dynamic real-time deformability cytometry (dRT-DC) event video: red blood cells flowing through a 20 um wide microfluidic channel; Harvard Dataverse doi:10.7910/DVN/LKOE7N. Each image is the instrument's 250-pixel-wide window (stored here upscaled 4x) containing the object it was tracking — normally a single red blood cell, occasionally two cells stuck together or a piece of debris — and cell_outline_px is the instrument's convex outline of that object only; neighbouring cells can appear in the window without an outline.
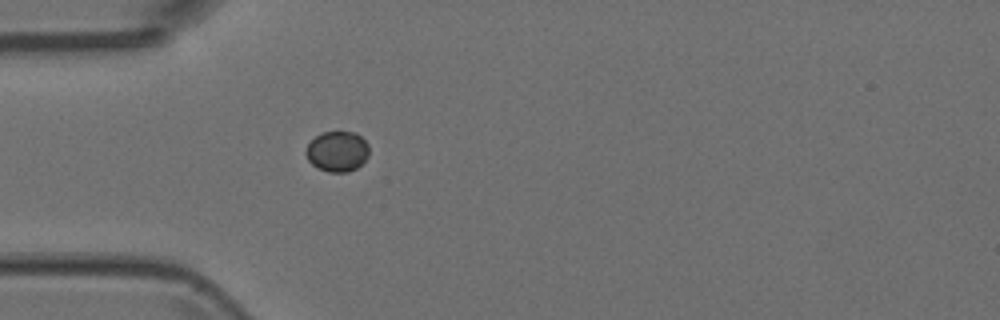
{"species": "Egyptian fruit bat (a non-hibernating species)", "species_latin": "Rousettus aegyptiacus", "temperature_condition": "room temperature", "stored_images_in_passage": 4, "camera_frame_rate_fps": 3000, "um_per_image_px": 0.085, "animal": {"sex": "female"}, "frame": {"image": 1, "passage_image": 4, "time_ms": 1.0, "image_size_px": [1000, 320], "cell_outline_px": [[368, 156], [356, 168], [348, 172], [328, 172], [312, 164], [308, 160], [304, 152], [308, 144], [316, 136], [324, 132], [356, 132], [368, 144]], "centroid_in_image_um": [28.66, 12.87], "position_along_channel_um": 56.3, "area_um2": 14.74}}